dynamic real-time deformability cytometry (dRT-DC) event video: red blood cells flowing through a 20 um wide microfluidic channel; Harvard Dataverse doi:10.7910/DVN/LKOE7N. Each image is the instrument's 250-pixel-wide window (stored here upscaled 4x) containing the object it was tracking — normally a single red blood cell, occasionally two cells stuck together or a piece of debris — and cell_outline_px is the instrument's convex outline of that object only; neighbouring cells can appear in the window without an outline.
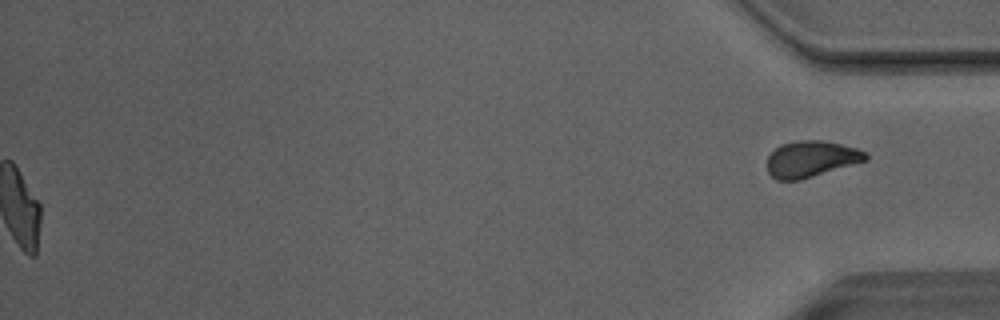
{"species": "Egyptian fruit bat (a non-hibernating species)", "species_latin": "Rousettus aegyptiacus", "temperature_condition": "room temperature", "stored_images_in_passage": 50, "segment_of_instrument_passage": [2, 2], "camera_frame_rate_fps": 3000, "um_per_image_px": 0.085, "animal": {"sex": "male"}, "frame": {"image": 1, "passage_image": 50, "time_ms": 16.333, "image_size_px": [1000, 320], "cell_outline_px": [[868, 160], [800, 180], [776, 180], [768, 172], [768, 156], [780, 144], [796, 140], [824, 140], [856, 148], [868, 152]], "centroid_in_image_um": [68.96, 13.5], "position_along_channel_um": 366.2, "area_um2": 20.87}}